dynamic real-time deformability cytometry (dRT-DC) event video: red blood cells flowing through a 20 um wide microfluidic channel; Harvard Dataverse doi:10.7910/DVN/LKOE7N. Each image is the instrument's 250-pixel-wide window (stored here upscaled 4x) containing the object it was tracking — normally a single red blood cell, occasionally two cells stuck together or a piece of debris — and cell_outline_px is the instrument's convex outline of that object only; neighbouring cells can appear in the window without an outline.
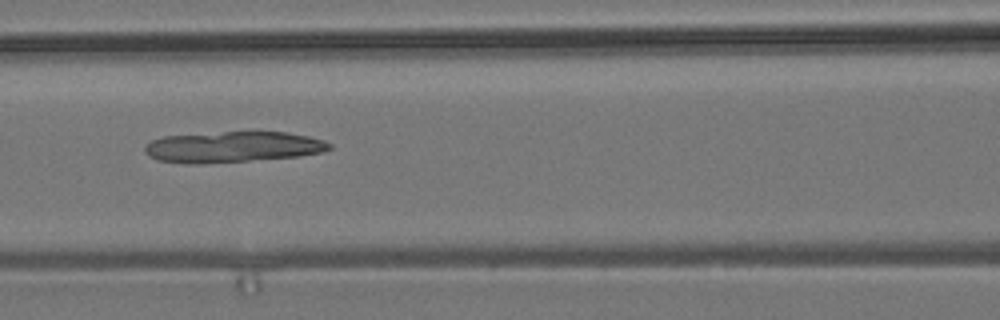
{"species": "common noctule bat (a hibernating species)", "species_latin": "Nyctalus noctula", "temperature_condition": "room temperature", "stored_images_in_passage": 8, "camera_frame_rate_fps": 3000, "um_per_image_px": 0.085, "animal": {"sex": "male", "body_mass_g": 19.2, "forearm_length_mm": 51.8}, "frame": {"image": 1, "passage_image": 4, "time_ms": 4.0, "image_size_px": [1000, 320], "cell_outline_px": [[332, 148], [324, 152], [300, 156], [196, 164], [184, 164], [156, 160], [148, 156], [144, 152], [144, 148], [152, 140], [164, 136], [252, 128], [288, 132], [308, 136], [324, 140], [332, 144]], "centroid_in_image_um": [19.82, 12.44], "position_along_channel_um": 146.8, "area_um2": 34.62}}
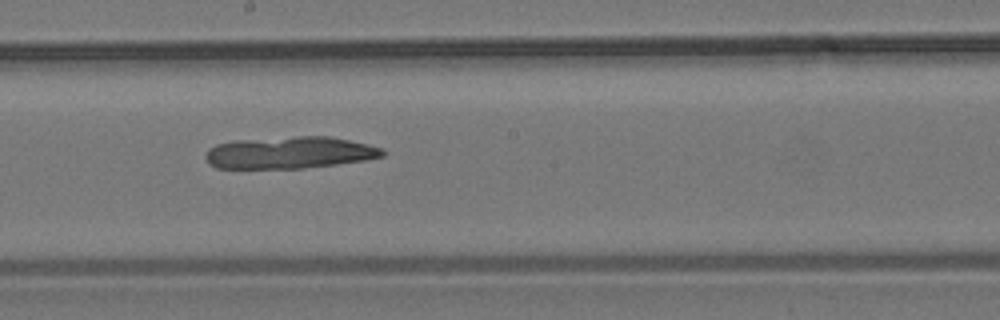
{"frame": {"image": 2, "passage_image": 6, "time_ms": 6.0, "image_size_px": [1000, 320], "cell_outline_px": [[384, 156], [368, 160], [336, 164], [300, 168], [216, 168], [208, 164], [204, 156], [208, 148], [216, 144], [232, 140], [296, 136], [328, 136], [368, 144], [384, 148]], "centroid_in_image_um": [24.6, 12.97], "position_along_channel_um": 223.6, "area_um2": 33.23}}
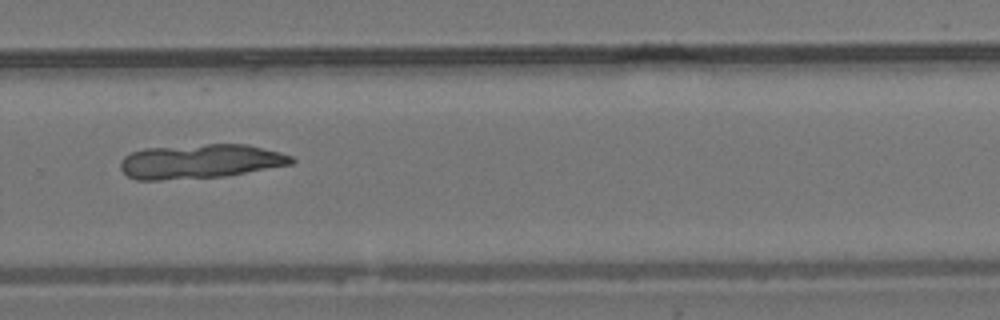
{"frame": {"image": 3, "passage_image": 8, "time_ms": 8.333, "image_size_px": [1000, 320], "cell_outline_px": [[296, 160], [292, 164], [228, 176], [160, 180], [136, 180], [128, 176], [120, 168], [120, 160], [124, 156], [132, 152], [144, 148], [208, 144], [248, 144], [280, 152], [292, 156]], "centroid_in_image_um": [17.02, 13.72], "position_along_channel_um": 312.8, "area_um2": 34.45}}